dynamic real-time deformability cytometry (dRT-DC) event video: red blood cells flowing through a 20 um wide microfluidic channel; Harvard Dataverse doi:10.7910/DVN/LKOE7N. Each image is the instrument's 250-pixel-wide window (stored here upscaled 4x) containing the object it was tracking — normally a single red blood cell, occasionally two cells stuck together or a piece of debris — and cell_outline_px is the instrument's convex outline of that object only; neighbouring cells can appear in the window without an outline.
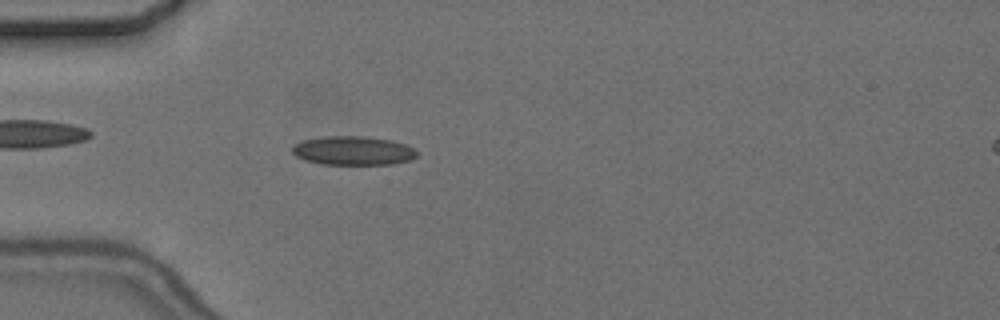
{"species": "common noctule bat (a hibernating species)", "species_latin": "Nyctalus noctula", "temperature_condition": "cold", "stored_images_in_passage": 2, "camera_frame_rate_fps": 3000, "um_per_image_px": 0.085, "animal": {"sex": "female", "body_mass_g": 24.6, "forearm_length_mm": 56.2}, "frame": {"image": 1, "passage_image": 2, "time_ms": 1.333, "image_size_px": [1000, 320], "cell_outline_px": [[420, 152], [412, 160], [392, 164], [320, 164], [304, 160], [296, 156], [292, 152], [292, 148], [296, 144], [304, 140], [324, 136], [360, 136], [392, 140], [404, 144]], "centroid_in_image_um": [30.03, 12.81], "position_along_channel_um": 55.0, "area_um2": 20.98}}